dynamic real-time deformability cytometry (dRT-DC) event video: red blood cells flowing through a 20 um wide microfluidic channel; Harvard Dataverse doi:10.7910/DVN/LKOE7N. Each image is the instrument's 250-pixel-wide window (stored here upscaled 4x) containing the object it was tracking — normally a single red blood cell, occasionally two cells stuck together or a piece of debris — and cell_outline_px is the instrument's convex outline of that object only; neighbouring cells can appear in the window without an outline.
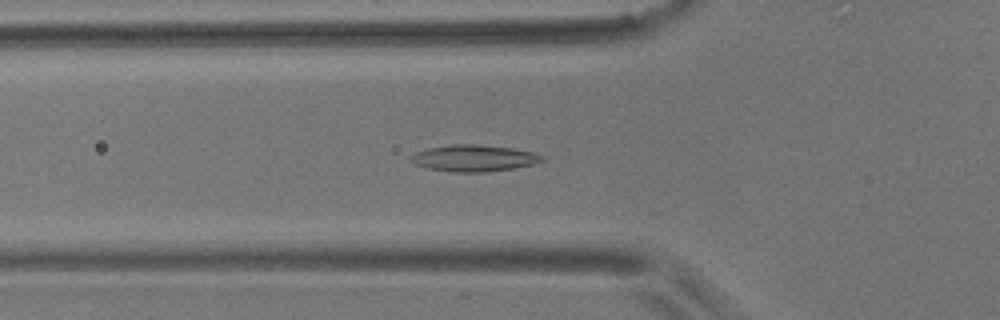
{"species": "common noctule bat (a hibernating species)", "species_latin": "Nyctalus noctula", "temperature_condition": "room temperature", "stored_images_in_passage": 28, "camera_frame_rate_fps": 3000, "um_per_image_px": 0.085, "animal": {"sex": "male", "body_mass_g": 17.9}, "frame": {"image": 1, "passage_image": 19, "time_ms": 6.0, "image_size_px": [1000, 320], "cell_outline_px": [[544, 160], [532, 164], [512, 168], [484, 172], [452, 172], [428, 168], [416, 164], [408, 160], [408, 156], [416, 152], [428, 148], [452, 144], [480, 144], [512, 148], [532, 152], [544, 156]], "centroid_in_image_um": [40.24, 13.43], "position_along_channel_um": 85.6, "area_um2": 20.29}}
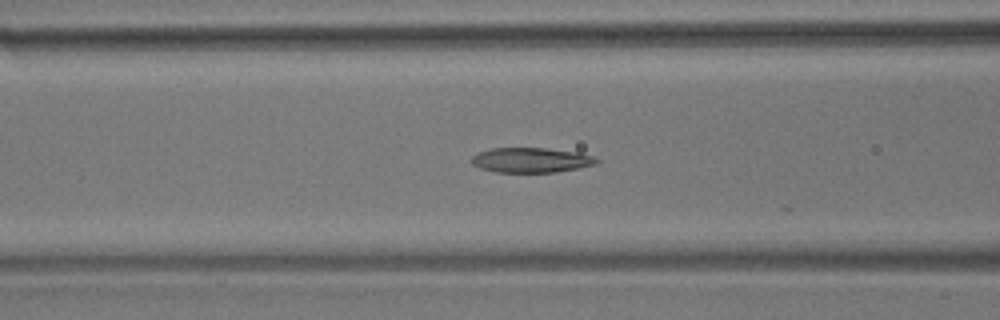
{"frame": {"image": 2, "passage_image": 22, "time_ms": 7.0, "image_size_px": [1000, 320], "cell_outline_px": [[600, 160], [596, 164], [556, 172], [496, 172], [480, 168], [472, 164], [472, 156], [480, 152], [492, 148], [544, 148], [576, 152], [592, 156]], "centroid_in_image_um": [45.13, 13.61], "position_along_channel_um": 121.5, "area_um2": 17.92}}
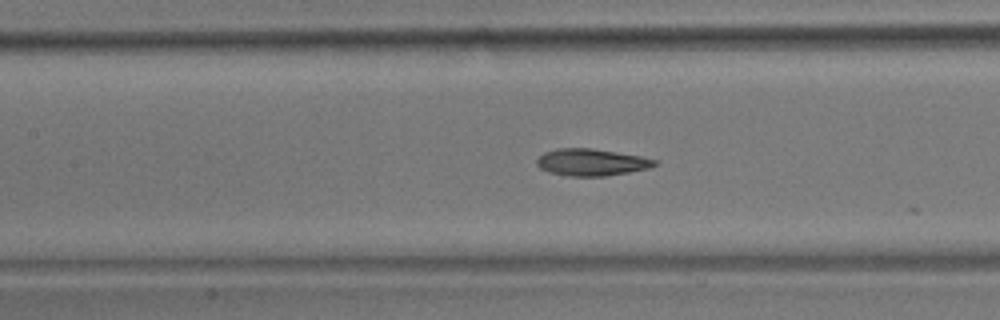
{"frame": {"image": 3, "passage_image": 25, "time_ms": 8.0, "image_size_px": [1000, 320], "cell_outline_px": [[660, 164], [648, 168], [628, 172], [604, 176], [568, 176], [548, 172], [540, 168], [536, 164], [536, 160], [544, 152], [556, 148], [592, 148], [640, 156], [656, 160]], "centroid_in_image_um": [50.25, 13.79], "position_along_channel_um": 157.2, "area_um2": 18.5}}